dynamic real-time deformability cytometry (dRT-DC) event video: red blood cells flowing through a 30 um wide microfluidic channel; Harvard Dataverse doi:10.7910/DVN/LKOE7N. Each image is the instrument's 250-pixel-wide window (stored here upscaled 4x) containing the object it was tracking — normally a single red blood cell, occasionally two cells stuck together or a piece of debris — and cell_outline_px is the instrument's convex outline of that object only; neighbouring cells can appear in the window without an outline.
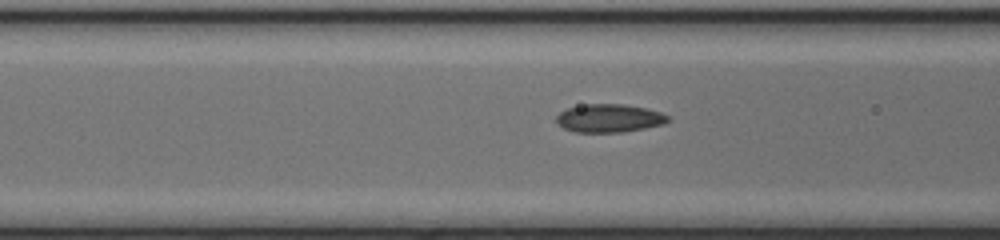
{"species": "common noctule bat (a hibernating species)", "species_latin": "Nyctalus noctula", "temperature_condition": "cold", "stored_images_in_passage": 16, "camera_frame_rate_fps": 3000, "um_per_image_px": 0.085, "animal": {"sex": "female", "body_mass_g": 17.0, "forearm_length_mm": 48.0}, "frame": {"image": 1, "passage_image": 14, "time_ms": 4.333, "image_size_px": [1000, 240], "cell_outline_px": [[668, 120], [664, 124], [644, 128], [620, 132], [576, 132], [564, 128], [556, 124], [556, 116], [560, 112], [568, 108], [584, 104], [624, 104], [648, 108], [660, 112], [668, 116]], "centroid_in_image_um": [51.76, 10.04], "position_along_channel_um": 114.8, "area_um2": 18.32}}